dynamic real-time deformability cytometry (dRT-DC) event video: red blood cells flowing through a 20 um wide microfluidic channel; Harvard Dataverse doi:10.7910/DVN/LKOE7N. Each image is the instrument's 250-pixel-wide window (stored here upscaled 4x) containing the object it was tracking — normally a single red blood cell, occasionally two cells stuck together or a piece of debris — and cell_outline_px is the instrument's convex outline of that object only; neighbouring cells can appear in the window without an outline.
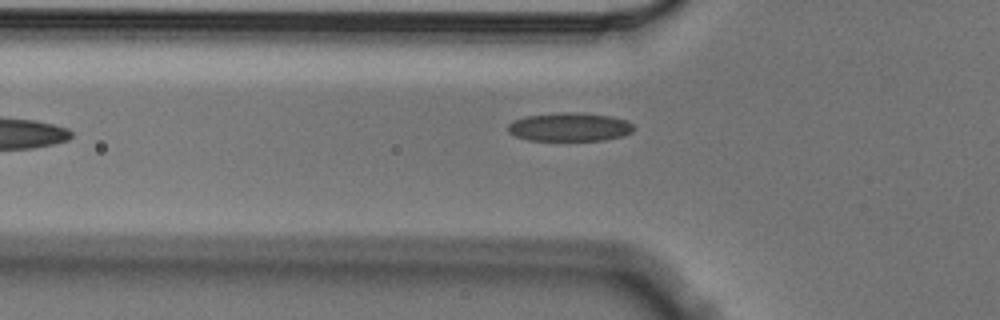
{"species": "Egyptian fruit bat (a non-hibernating species)", "species_latin": "Rousettus aegyptiacus", "temperature_condition": "cold", "stored_images_in_passage": 5, "camera_frame_rate_fps": 3000, "um_per_image_px": 0.085, "animal": {"sex": "male"}, "frame": {"image": 1, "passage_image": 5, "time_ms": 1.333, "image_size_px": [1000, 320], "cell_outline_px": [[636, 128], [632, 132], [624, 136], [604, 140], [528, 140], [516, 136], [508, 132], [508, 124], [512, 120], [524, 116], [564, 112], [576, 112], [612, 116], [628, 120]], "centroid_in_image_um": [48.44, 10.79], "position_along_channel_um": 77.4, "area_um2": 21.15}}